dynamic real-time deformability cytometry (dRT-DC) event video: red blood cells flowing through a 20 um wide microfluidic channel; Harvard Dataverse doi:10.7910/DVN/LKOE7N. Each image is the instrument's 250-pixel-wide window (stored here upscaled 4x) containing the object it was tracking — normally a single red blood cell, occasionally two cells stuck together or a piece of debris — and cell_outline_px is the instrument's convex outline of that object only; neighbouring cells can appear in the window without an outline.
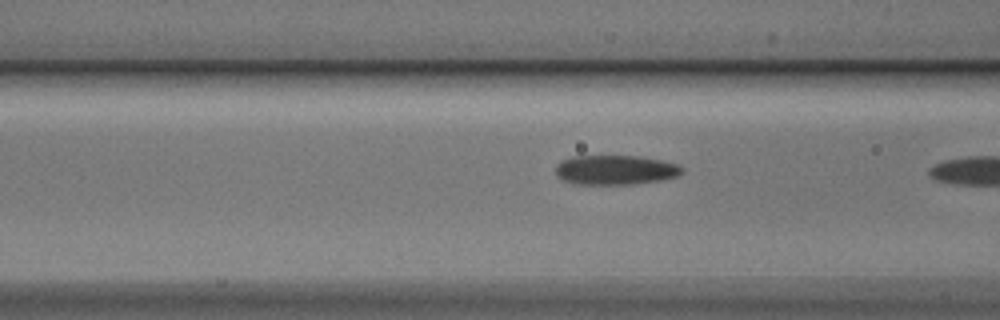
{"species": "Egyptian fruit bat (a non-hibernating species)", "species_latin": "Rousettus aegyptiacus", "temperature_condition": "cold", "stored_images_in_passage": 11, "camera_frame_rate_fps": 3000, "um_per_image_px": 0.085, "animal": {"sex": "male"}, "frame": {"image": 1, "passage_image": 10, "time_ms": 3.0, "image_size_px": [1000, 320], "cell_outline_px": [[684, 172], [676, 176], [660, 180], [632, 184], [576, 184], [564, 180], [556, 176], [556, 164], [560, 160], [572, 156], [640, 156], [680, 164], [684, 168]], "centroid_in_image_um": [52.3, 14.43], "position_along_channel_um": 114.3, "area_um2": 21.91}}